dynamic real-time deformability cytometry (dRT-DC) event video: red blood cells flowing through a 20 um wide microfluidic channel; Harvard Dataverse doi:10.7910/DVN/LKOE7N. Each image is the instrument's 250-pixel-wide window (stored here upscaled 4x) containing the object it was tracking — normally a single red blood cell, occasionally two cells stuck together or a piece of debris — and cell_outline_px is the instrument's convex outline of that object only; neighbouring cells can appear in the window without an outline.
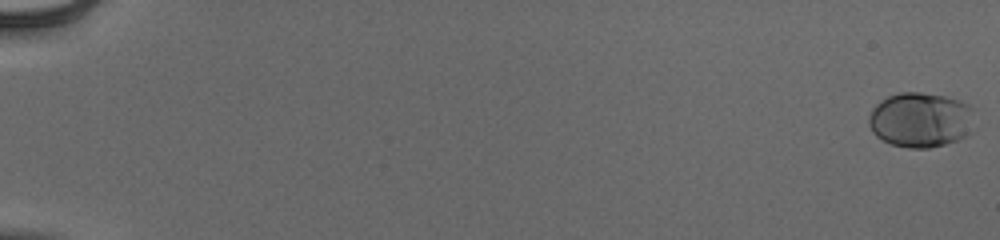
{"species": "human", "species_latin": "Homo sapiens", "temperature_condition": "cold", "stored_images_in_passage": 56, "camera_frame_rate_fps": 3000, "um_per_image_px": 0.085, "donor": {"sex": "male"}, "frame": {"image": 1, "passage_image": 1, "time_ms": 0.0, "image_size_px": [1000, 240], "cell_outline_px": [[972, 132], [968, 136], [944, 144], [928, 148], [908, 148], [892, 144], [876, 136], [872, 132], [868, 124], [868, 116], [872, 108], [880, 100], [888, 96], [900, 92], [920, 92], [944, 96], [960, 100], [968, 104], [972, 108]], "centroid_in_image_um": [78.23, 10.18], "position_along_channel_um": 6.8, "area_um2": 34.1}}
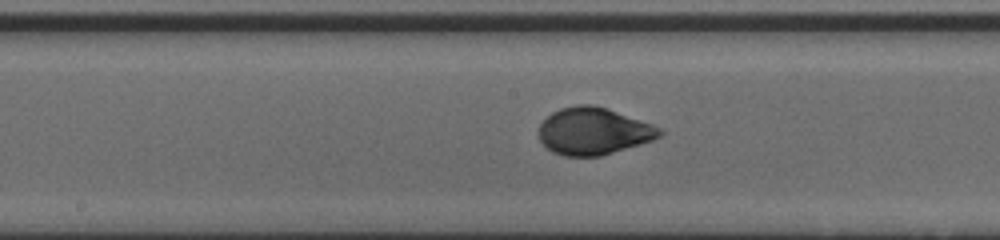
{"frame": {"image": 2, "passage_image": 32, "time_ms": 10.333, "image_size_px": [1000, 240], "cell_outline_px": [[664, 132], [660, 136], [652, 140], [640, 144], [600, 156], [564, 156], [552, 152], [540, 140], [536, 132], [540, 124], [552, 112], [560, 108], [576, 104], [592, 104], [608, 108], [652, 124], [660, 128]], "centroid_in_image_um": [50.42, 11.14], "position_along_channel_um": 197.8, "area_um2": 33.29}}
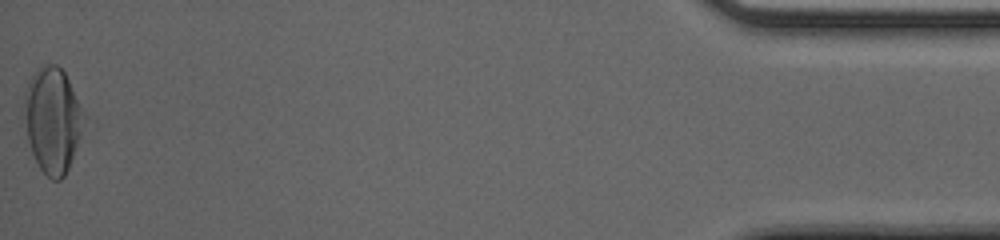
{"frame": {"image": 3, "passage_image": 56, "time_ms": 18.333, "image_size_px": [1000, 240], "cell_outline_px": [[84, 120], [80, 136], [68, 168], [64, 176], [60, 180], [52, 180], [40, 168], [32, 152], [28, 140], [24, 104], [24, 92], [28, 80], [40, 68], [48, 64], [56, 64], [64, 72], [68, 80], [84, 116]], "centroid_in_image_um": [4.45, 10.2], "position_along_channel_um": 430.8, "area_um2": 35.6}, "authors_computed_cell_mechanics": {"area_um2": 32.4258, "velocity_mm_per_s": 3.9445, "shape_relaxation_time_tau1_ms": 4.3044, "shape_relaxation_time_tau2_ms": null, "deformation_change_tau1": 0.1674, "deformation_change_tau2": null}}